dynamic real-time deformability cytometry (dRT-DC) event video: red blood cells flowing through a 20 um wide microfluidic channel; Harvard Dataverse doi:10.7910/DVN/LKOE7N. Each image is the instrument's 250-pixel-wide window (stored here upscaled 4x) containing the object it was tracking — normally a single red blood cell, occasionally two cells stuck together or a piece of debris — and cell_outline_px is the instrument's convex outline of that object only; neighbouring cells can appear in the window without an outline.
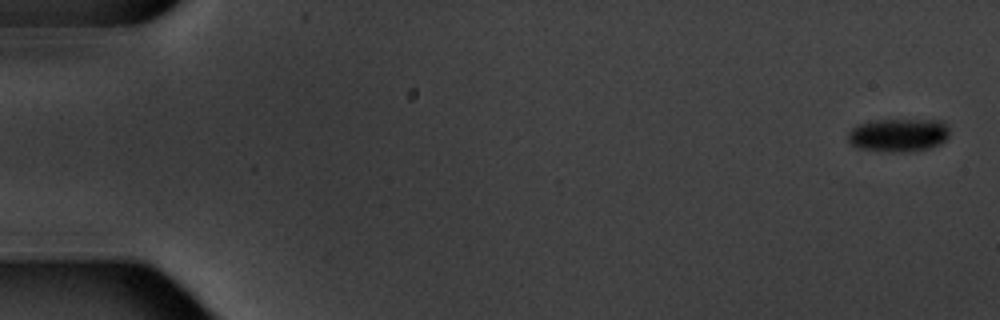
{"species": "common noctule bat (a hibernating species)", "species_latin": "Nyctalus noctula", "temperature_condition": "warm", "stored_images_in_passage": 5, "camera_frame_rate_fps": 3000, "um_per_image_px": 0.085, "animal": {"sex": "male", "body_mass_g": 20.1, "forearm_length_mm": 53.5}, "frame": {"image": 1, "passage_image": 1, "time_ms": 0.0, "image_size_px": [1000, 320], "cell_outline_px": [[948, 136], [940, 144], [928, 148], [908, 152], [888, 152], [860, 148], [852, 144], [848, 140], [848, 132], [852, 128], [860, 124], [872, 120], [944, 120], [948, 124]], "centroid_in_image_um": [76.39, 11.47], "position_along_channel_um": 8.6, "area_um2": 19.71}}